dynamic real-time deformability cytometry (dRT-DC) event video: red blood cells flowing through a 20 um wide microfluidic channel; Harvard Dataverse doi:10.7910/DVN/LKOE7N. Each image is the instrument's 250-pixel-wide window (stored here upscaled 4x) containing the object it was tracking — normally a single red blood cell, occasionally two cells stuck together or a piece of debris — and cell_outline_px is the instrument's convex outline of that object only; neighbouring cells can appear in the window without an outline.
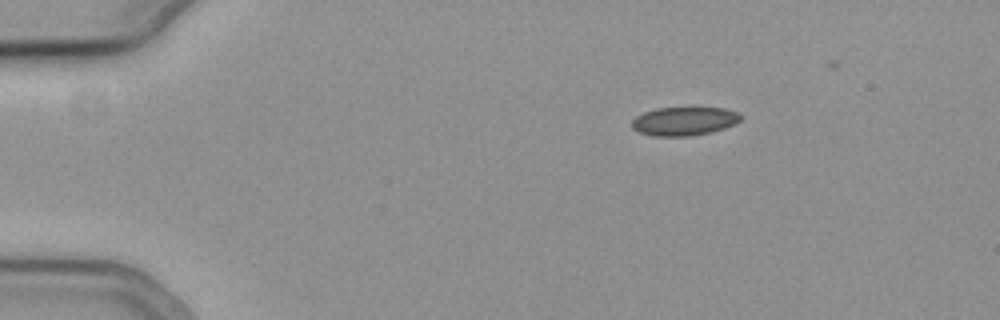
{"species": "common noctule bat (a hibernating species)", "species_latin": "Nyctalus noctula", "temperature_condition": "cold", "stored_images_in_passage": 40, "camera_frame_rate_fps": 3000, "um_per_image_px": 0.085, "animal": {"sex": "female", "body_mass_g": 19.3, "forearm_length_mm": 54.1}, "frame": {"image": 1, "passage_image": 1, "time_ms": 0.0, "image_size_px": [1000, 320], "cell_outline_px": [[740, 120], [724, 128], [692, 136], [652, 136], [640, 132], [632, 128], [632, 120], [636, 116], [644, 112], [656, 108], [724, 108], [736, 112], [740, 116]], "centroid_in_image_um": [58.1, 10.3], "position_along_channel_um": 26.9, "area_um2": 17.86}}
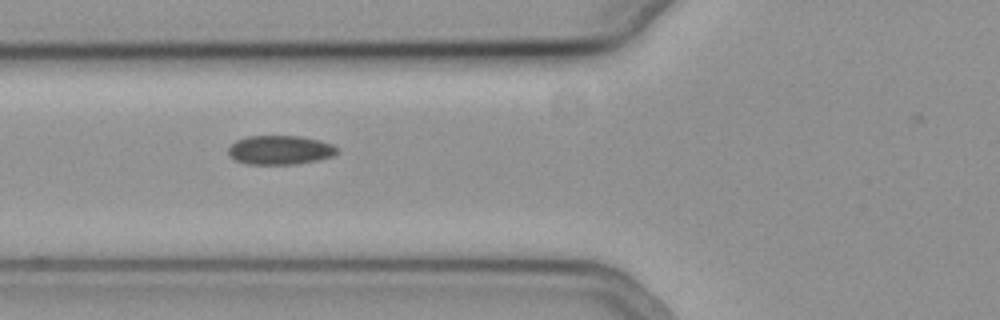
{"frame": {"image": 2, "passage_image": 13, "time_ms": 4.0, "image_size_px": [1000, 320], "cell_outline_px": [[340, 152], [332, 156], [320, 160], [296, 164], [248, 164], [236, 160], [228, 156], [228, 148], [236, 140], [248, 136], [300, 136], [320, 140], [332, 144]], "centroid_in_image_um": [23.81, 12.75], "position_along_channel_um": 102.0, "area_um2": 18.55}}
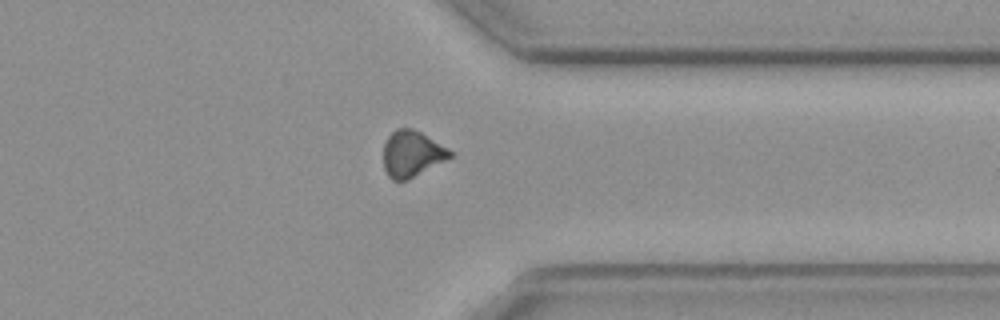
{"frame": {"image": 3, "passage_image": 35, "time_ms": 11.333, "image_size_px": [1000, 320], "cell_outline_px": [[452, 156], [408, 180], [392, 180], [388, 176], [384, 168], [384, 144], [388, 136], [396, 128], [412, 128], [420, 132], [448, 148], [452, 152]], "centroid_in_image_um": [34.98, 13.07], "position_along_channel_um": 376.4, "area_um2": 17.69}}